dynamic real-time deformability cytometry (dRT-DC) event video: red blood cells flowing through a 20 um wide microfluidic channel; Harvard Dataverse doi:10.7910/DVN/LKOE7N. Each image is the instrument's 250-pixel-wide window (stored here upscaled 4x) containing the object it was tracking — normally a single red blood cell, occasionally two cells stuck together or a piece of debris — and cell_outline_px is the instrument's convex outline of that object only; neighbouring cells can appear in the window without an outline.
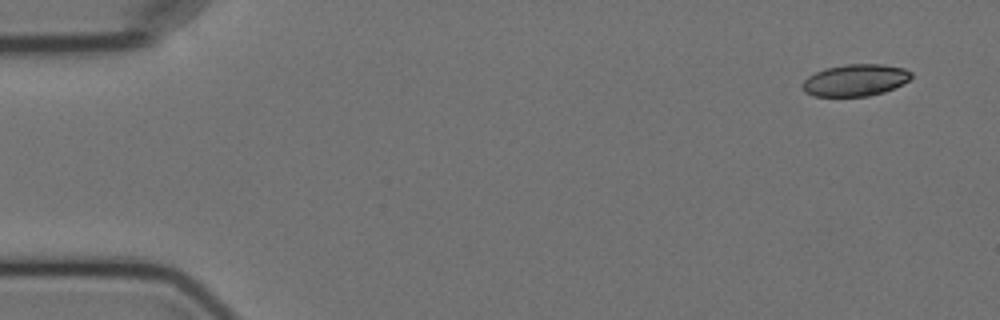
{"species": "Egyptian fruit bat (a non-hibernating species)", "species_latin": "Rousettus aegyptiacus", "temperature_condition": "cold", "stored_images_in_passage": 5, "camera_frame_rate_fps": 3000, "um_per_image_px": 0.085, "animal": {"sex": "female"}, "frame": {"image": 1, "passage_image": 1, "time_ms": 0.0, "image_size_px": [1000, 320], "cell_outline_px": [[912, 76], [908, 80], [884, 92], [868, 96], [812, 96], [804, 92], [800, 84], [808, 76], [824, 68], [844, 64], [880, 64], [904, 68], [912, 72]], "centroid_in_image_um": [72.65, 6.81], "position_along_channel_um": 12.4, "area_um2": 20.23}}
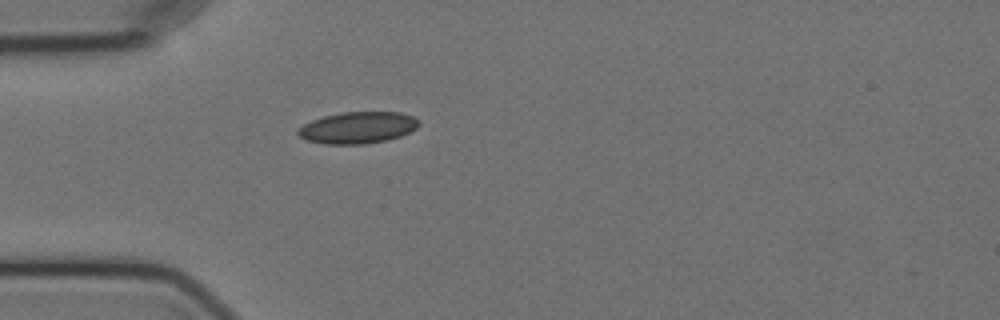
{"frame": {"image": 2, "passage_image": 5, "time_ms": 4.333, "image_size_px": [1000, 320], "cell_outline_px": [[420, 124], [416, 128], [400, 136], [388, 140], [364, 144], [324, 144], [304, 140], [296, 132], [296, 128], [312, 120], [324, 116], [344, 112], [400, 112], [412, 116], [420, 120]], "centroid_in_image_um": [30.39, 10.85], "position_along_channel_um": 54.6, "area_um2": 22.43}}